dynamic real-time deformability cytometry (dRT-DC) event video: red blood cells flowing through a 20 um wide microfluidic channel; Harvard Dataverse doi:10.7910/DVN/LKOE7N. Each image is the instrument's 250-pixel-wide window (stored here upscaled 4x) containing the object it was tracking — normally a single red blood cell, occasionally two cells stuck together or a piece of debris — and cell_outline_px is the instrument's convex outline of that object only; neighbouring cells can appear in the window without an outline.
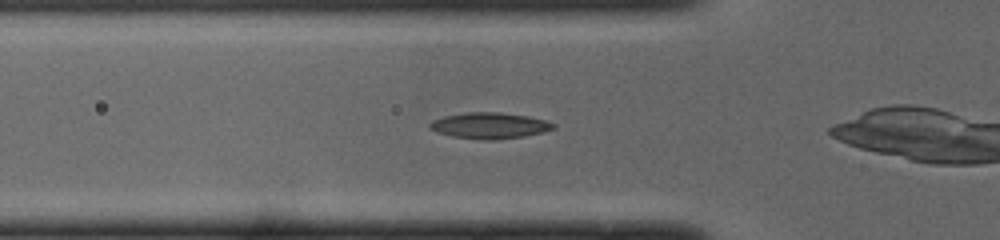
{"species": "common noctule bat (a hibernating species)", "species_latin": "Nyctalus noctula", "temperature_condition": "cold", "stored_images_in_passage": 45, "camera_frame_rate_fps": 3000, "um_per_image_px": 0.085, "animal": {"sex": "male", "body_mass_g": 19.0, "forearm_length_mm": 50.8}, "frame": {"image": 1, "passage_image": 11, "time_ms": 3.333, "image_size_px": [1000, 240], "cell_outline_px": [[556, 128], [544, 132], [524, 136], [492, 140], [484, 140], [452, 136], [436, 132], [428, 128], [428, 124], [432, 120], [444, 116], [468, 112], [500, 112], [528, 116], [544, 120], [556, 124]], "centroid_in_image_um": [41.6, 10.67], "position_along_channel_um": 84.2, "area_um2": 18.84}}
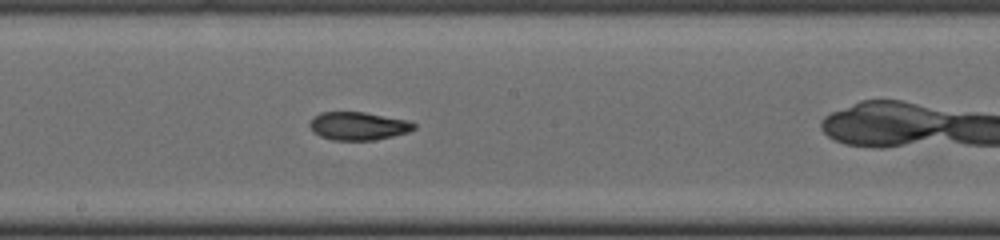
{"frame": {"image": 2, "passage_image": 21, "time_ms": 6.667, "image_size_px": [1000, 240], "cell_outline_px": [[416, 128], [408, 132], [376, 140], [332, 140], [320, 136], [312, 132], [308, 124], [312, 116], [320, 112], [364, 112], [408, 120], [416, 124]], "centroid_in_image_um": [30.41, 10.7], "position_along_channel_um": 217.8, "area_um2": 17.28}}
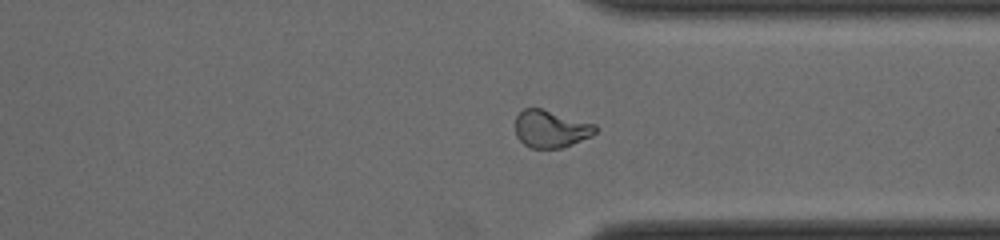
{"frame": {"image": 3, "passage_image": 32, "time_ms": 10.333, "image_size_px": [1000, 240], "cell_outline_px": [[596, 132], [592, 136], [564, 148], [532, 148], [524, 144], [516, 136], [516, 116], [524, 108], [540, 108], [596, 124]], "centroid_in_image_um": [46.83, 10.96], "position_along_channel_um": 364.6, "area_um2": 17.46}, "authors_computed_cell_mechanics": {"area_um2": 18.0914, "velocity_mm_per_s": 4.01, "shape_relaxation_time_tau1_ms": null, "shape_relaxation_time_tau2_ms": 2.3827, "deformation_change_tau1": null, "deformation_change_tau2": 0.0849}}